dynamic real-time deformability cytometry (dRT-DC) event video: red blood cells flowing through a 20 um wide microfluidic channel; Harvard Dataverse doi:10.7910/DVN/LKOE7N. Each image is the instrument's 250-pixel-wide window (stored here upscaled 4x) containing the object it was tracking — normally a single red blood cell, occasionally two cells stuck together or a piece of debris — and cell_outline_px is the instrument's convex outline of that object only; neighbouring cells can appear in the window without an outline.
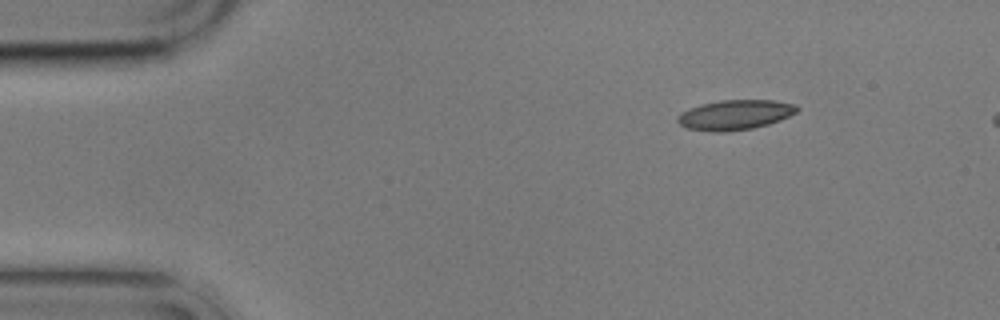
{"species": "common noctule bat (a hibernating species)", "species_latin": "Nyctalus noctula", "temperature_condition": "cold", "stored_images_in_passage": 3, "camera_frame_rate_fps": 3000, "um_per_image_px": 0.085, "animal": {"sex": "male", "body_mass_g": 17.9}, "frame": {"image": 1, "passage_image": 1, "time_ms": 0.0, "image_size_px": [1000, 320], "cell_outline_px": [[800, 108], [796, 112], [780, 120], [768, 124], [752, 128], [724, 132], [716, 132], [688, 128], [680, 124], [676, 120], [676, 116], [680, 112], [688, 108], [700, 104], [720, 100], [772, 100], [796, 104]], "centroid_in_image_um": [62.45, 9.75], "position_along_channel_um": 22.5, "area_um2": 20.87}}